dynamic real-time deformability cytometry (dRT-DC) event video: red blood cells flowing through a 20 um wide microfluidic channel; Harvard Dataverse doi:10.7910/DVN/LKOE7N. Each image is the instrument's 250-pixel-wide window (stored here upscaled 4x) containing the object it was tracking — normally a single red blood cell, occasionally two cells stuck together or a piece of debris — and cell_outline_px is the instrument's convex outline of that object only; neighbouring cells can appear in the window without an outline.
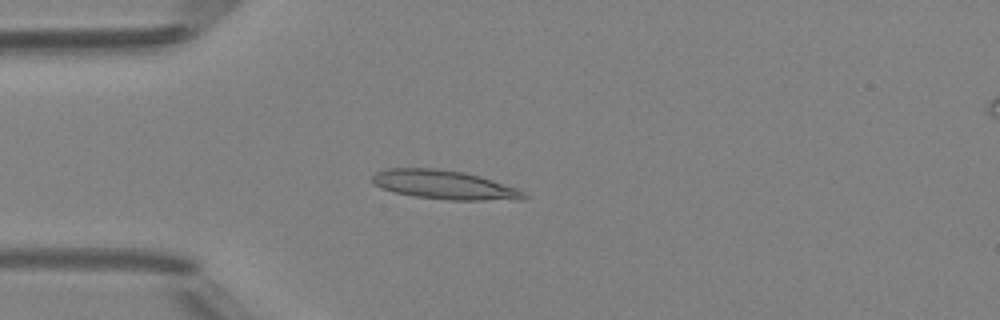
{"species": "Egyptian fruit bat (a non-hibernating species)", "species_latin": "Rousettus aegyptiacus", "temperature_condition": "room temperature", "stored_images_in_passage": 45, "camera_frame_rate_fps": 3000, "um_per_image_px": 0.085, "animal": {"sex": "female"}, "frame": {"image": 1, "passage_image": 10, "time_ms": 3.0, "image_size_px": [1000, 320], "cell_outline_px": [[528, 196], [524, 200], [452, 200], [416, 196], [396, 192], [380, 188], [372, 184], [372, 176], [376, 172], [388, 168], [432, 168], [464, 172], [480, 176], [516, 188], [524, 192]], "centroid_in_image_um": [37.77, 15.71], "position_along_channel_um": 47.2, "area_um2": 25.49}}
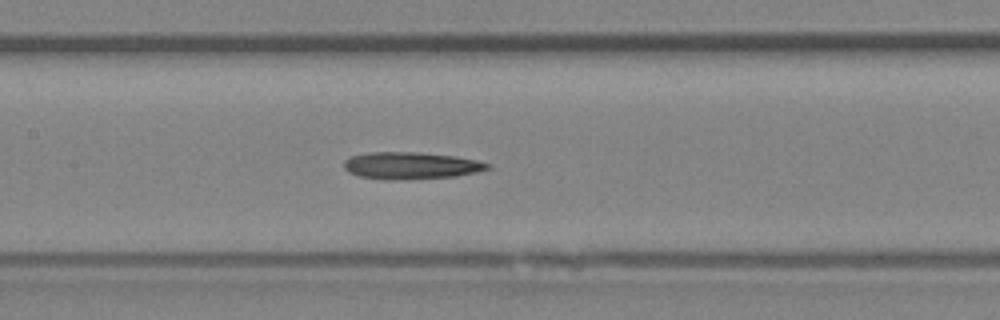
{"frame": {"image": 2, "passage_image": 20, "time_ms": 6.333, "image_size_px": [1000, 320], "cell_outline_px": [[492, 164], [488, 168], [456, 176], [360, 176], [348, 172], [344, 168], [344, 160], [352, 156], [368, 152], [416, 152], [456, 156], [476, 160]], "centroid_in_image_um": [34.93, 13.99], "position_along_channel_um": 172.5, "area_um2": 20.92}}
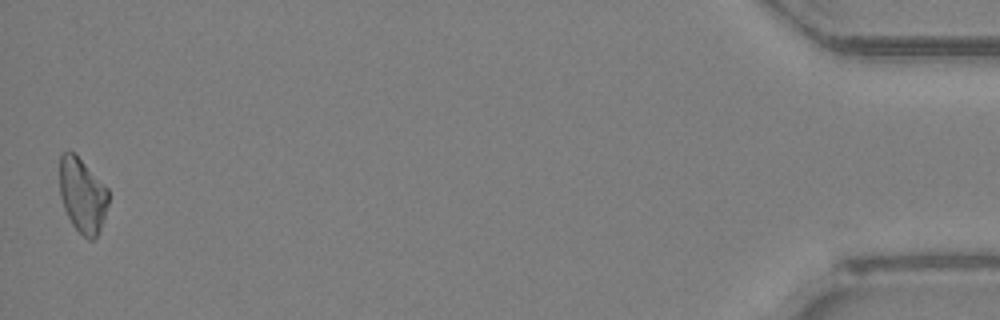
{"frame": {"image": 3, "passage_image": 45, "time_ms": 14.667, "image_size_px": [1000, 320], "cell_outline_px": [[108, 204], [104, 220], [96, 236], [92, 240], [88, 240], [72, 224], [64, 208], [60, 196], [60, 156], [64, 152], [72, 152], [108, 188]], "centroid_in_image_um": [7.01, 16.63], "position_along_channel_um": 428.2, "area_um2": 20.81}}